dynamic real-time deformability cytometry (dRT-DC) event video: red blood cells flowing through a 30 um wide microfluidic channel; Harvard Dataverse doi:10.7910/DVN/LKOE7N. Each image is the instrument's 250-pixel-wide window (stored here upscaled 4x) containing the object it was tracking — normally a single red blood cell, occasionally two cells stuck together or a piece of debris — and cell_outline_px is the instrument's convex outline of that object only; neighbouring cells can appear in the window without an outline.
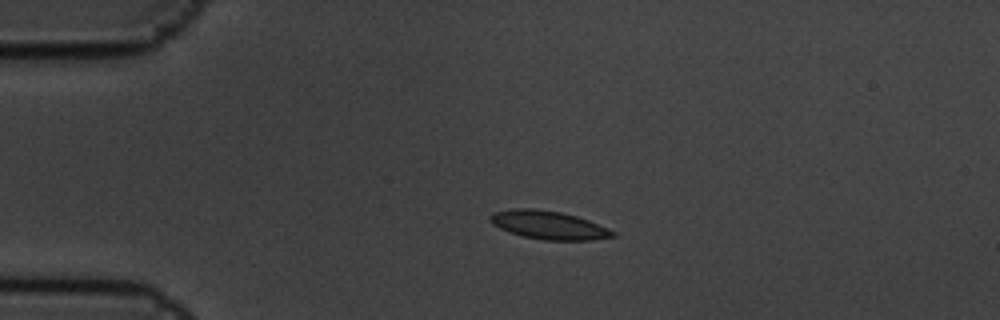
{"species": "common noctule bat (a hibernating species)", "species_latin": "Nyctalus noctula", "temperature_condition": "cold", "stored_images_in_passage": 4, "camera_frame_rate_fps": 3000, "um_per_image_px": 0.085, "animal": {"sex": "male", "body_mass_g": 19.5, "forearm_length_mm": 54.6}, "frame": {"image": 1, "passage_image": 2, "time_ms": 0.333, "image_size_px": [1000, 320], "cell_outline_px": [[616, 236], [592, 240], [544, 240], [524, 236], [508, 232], [492, 224], [488, 220], [488, 216], [492, 212], [512, 208], [532, 208], [560, 212], [576, 216], [588, 220], [608, 228], [616, 232]], "centroid_in_image_um": [46.59, 19.12], "position_along_channel_um": 38.4, "area_um2": 20.35}}
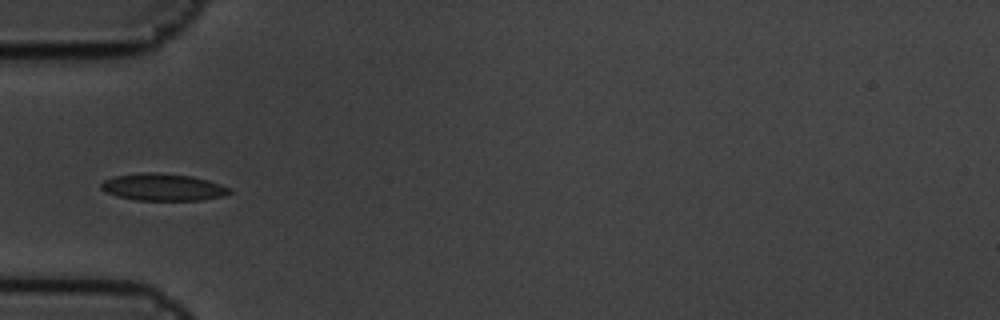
{"frame": {"image": 2, "passage_image": 4, "time_ms": 1.0, "image_size_px": [1000, 320], "cell_outline_px": [[232, 192], [224, 196], [200, 200], [136, 200], [116, 196], [104, 192], [100, 188], [100, 184], [104, 180], [116, 176], [140, 172], [156, 172], [192, 176], [208, 180], [232, 188]], "centroid_in_image_um": [13.85, 15.91], "position_along_channel_um": 71.1, "area_um2": 20.46}}